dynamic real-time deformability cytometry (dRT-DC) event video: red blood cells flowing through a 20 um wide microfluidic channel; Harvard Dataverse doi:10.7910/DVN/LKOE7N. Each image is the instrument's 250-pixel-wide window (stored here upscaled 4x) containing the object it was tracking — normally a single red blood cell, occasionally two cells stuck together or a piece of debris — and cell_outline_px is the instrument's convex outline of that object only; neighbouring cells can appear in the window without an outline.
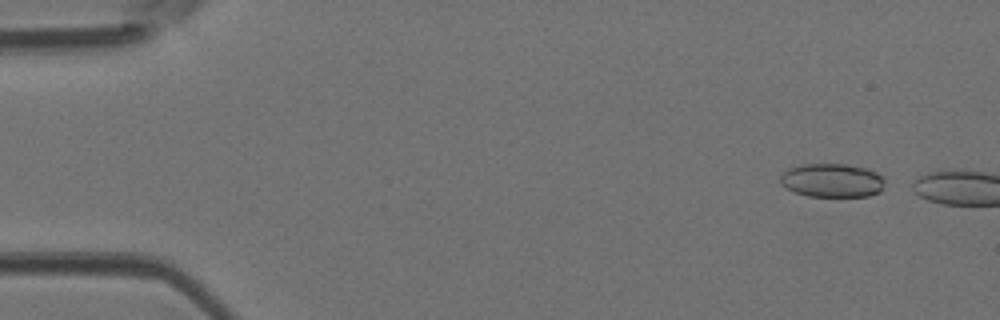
{"species": "Egyptian fruit bat (a non-hibernating species)", "species_latin": "Rousettus aegyptiacus", "temperature_condition": "room temperature", "stored_images_in_passage": 4, "camera_frame_rate_fps": 3000, "um_per_image_px": 0.085, "animal": {"sex": "female"}, "frame": {"image": 1, "passage_image": 2, "time_ms": 0.333, "image_size_px": [1000, 320], "cell_outline_px": [[884, 180], [880, 192], [868, 196], [808, 196], [796, 192], [780, 184], [780, 176], [788, 168], [800, 164], [844, 164], [868, 168], [876, 172]], "centroid_in_image_um": [70.71, 15.32], "position_along_channel_um": 14.3, "area_um2": 20.46}}